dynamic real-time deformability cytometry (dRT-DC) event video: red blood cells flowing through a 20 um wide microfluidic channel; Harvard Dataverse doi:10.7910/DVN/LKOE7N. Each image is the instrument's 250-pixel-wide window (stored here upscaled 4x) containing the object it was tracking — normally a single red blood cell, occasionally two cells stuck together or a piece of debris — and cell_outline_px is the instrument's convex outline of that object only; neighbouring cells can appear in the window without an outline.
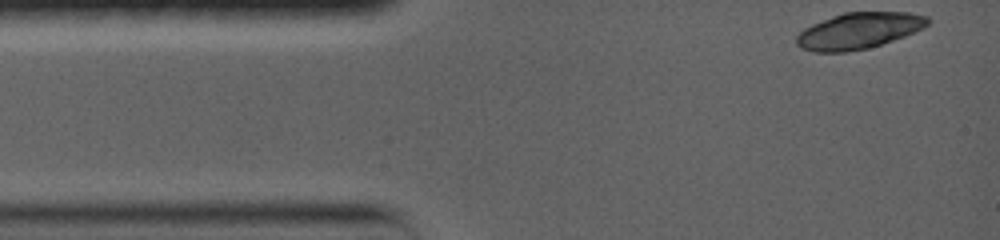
{"species": "common noctule bat (a hibernating species)", "species_latin": "Nyctalus noctula", "temperature_condition": "warm", "stored_images_in_passage": 4, "camera_frame_rate_fps": 5000, "um_per_image_px": 0.085, "animal": {"sex": "female", "body_mass_g": 19.0, "forearm_length_mm": 56.7}, "frame": {"image": 1, "passage_image": 1, "time_ms": 0.0, "image_size_px": [1000, 240], "cell_outline_px": [[932, 20], [924, 28], [904, 36], [868, 48], [844, 52], [812, 52], [800, 48], [796, 44], [796, 36], [804, 28], [812, 24], [832, 16], [844, 12], [908, 12], [928, 16]], "centroid_in_image_um": [72.99, 2.61], "position_along_channel_um": 12.0, "area_um2": 27.74}}